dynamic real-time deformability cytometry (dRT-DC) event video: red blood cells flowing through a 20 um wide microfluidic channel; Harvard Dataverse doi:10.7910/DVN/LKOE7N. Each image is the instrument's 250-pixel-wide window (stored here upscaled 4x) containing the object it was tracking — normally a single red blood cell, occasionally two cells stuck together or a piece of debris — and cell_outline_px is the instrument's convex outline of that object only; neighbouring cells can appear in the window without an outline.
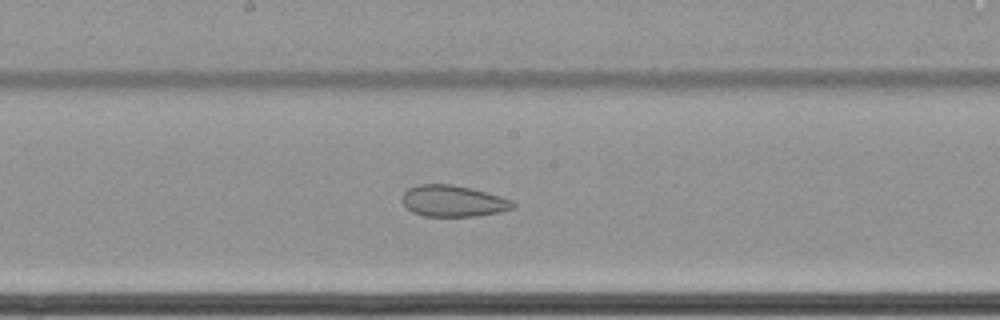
{"species": "common noctule bat (a hibernating species)", "species_latin": "Nyctalus noctula", "temperature_condition": "cold", "stored_images_in_passage": 59, "camera_frame_rate_fps": 3000, "um_per_image_px": 0.085, "animal": {"sex": "female", "body_mass_g": 22.7, "forearm_length_mm": 54.2}, "frame": {"image": 1, "passage_image": 39, "time_ms": 12.667, "image_size_px": [1000, 320], "cell_outline_px": [[516, 208], [500, 212], [476, 216], [424, 216], [412, 212], [404, 204], [404, 192], [408, 188], [416, 184], [452, 184], [472, 188], [500, 196], [512, 200], [516, 204]], "centroid_in_image_um": [38.56, 17.08], "position_along_channel_um": 209.6, "area_um2": 20.29}}
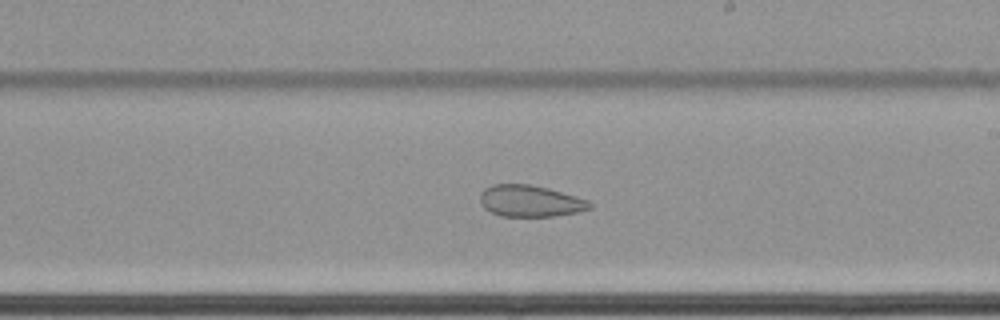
{"frame": {"image": 2, "passage_image": 42, "time_ms": 13.667, "image_size_px": [1000, 320], "cell_outline_px": [[592, 208], [576, 212], [552, 216], [500, 216], [484, 208], [480, 200], [480, 196], [484, 188], [492, 184], [528, 184], [548, 188], [576, 196], [588, 200], [592, 204]], "centroid_in_image_um": [45.06, 17.08], "position_along_channel_um": 243.9, "area_um2": 20.06}}
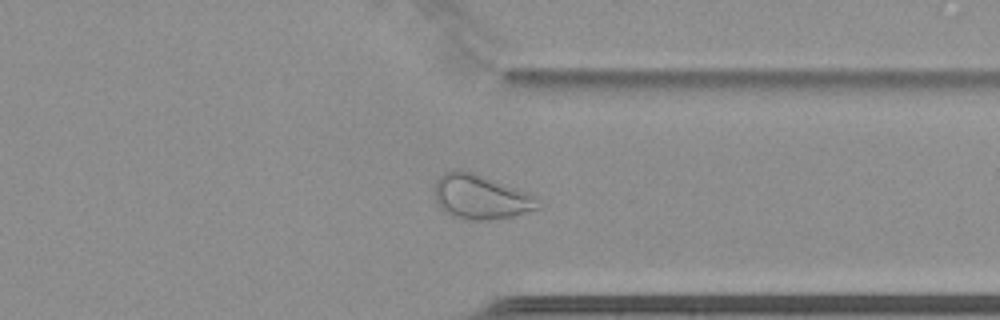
{"frame": {"image": 3, "passage_image": 53, "time_ms": 17.333, "image_size_px": [1000, 320], "cell_outline_px": [[540, 208], [512, 216], [484, 220], [468, 220], [444, 212], [440, 208], [436, 200], [436, 180], [444, 172], [460, 168], [472, 172], [528, 192], [532, 196]], "centroid_in_image_um": [40.81, 16.72], "position_along_channel_um": 370.6, "area_um2": 26.36}, "authors_computed_cell_mechanics": {"area_um2": 29.7092, "velocity_mm_per_s": 3.4318, "shape_relaxation_time_tau1_ms": null, "shape_relaxation_time_tau2_ms": 1.8393, "deformation_change_tau1": null, "deformation_change_tau2": 0.0656}}